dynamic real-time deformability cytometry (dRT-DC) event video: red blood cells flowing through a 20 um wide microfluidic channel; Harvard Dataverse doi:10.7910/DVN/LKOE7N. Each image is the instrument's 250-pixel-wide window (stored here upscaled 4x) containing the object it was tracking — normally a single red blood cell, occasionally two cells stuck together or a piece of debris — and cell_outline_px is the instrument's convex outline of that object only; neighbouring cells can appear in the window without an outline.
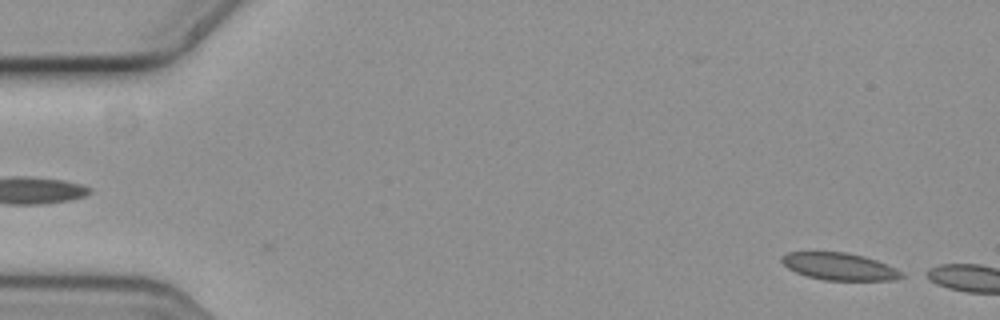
{"species": "common noctule bat (a hibernating species)", "species_latin": "Nyctalus noctula", "temperature_condition": "cold", "stored_images_in_passage": 5, "camera_frame_rate_fps": 3000, "um_per_image_px": 0.085, "animal": {"sex": "female", "body_mass_g": 19.3, "forearm_length_mm": 54.1}, "frame": {"image": 1, "passage_image": 2, "time_ms": 0.333, "image_size_px": [1000, 320], "cell_outline_px": [[904, 276], [896, 280], [824, 280], [808, 276], [796, 272], [788, 268], [780, 260], [780, 256], [788, 252], [848, 252], [864, 256], [876, 260], [896, 268]], "centroid_in_image_um": [71.33, 22.64], "position_along_channel_um": 13.7, "area_um2": 18.96}}